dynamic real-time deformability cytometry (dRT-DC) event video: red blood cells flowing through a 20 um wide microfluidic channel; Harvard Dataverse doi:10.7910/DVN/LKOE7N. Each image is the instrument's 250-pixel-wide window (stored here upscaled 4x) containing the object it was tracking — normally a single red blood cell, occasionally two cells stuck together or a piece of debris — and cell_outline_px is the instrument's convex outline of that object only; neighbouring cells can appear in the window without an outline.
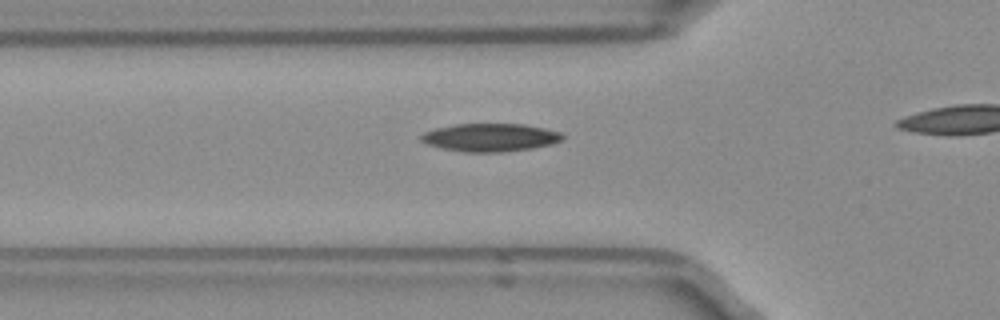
{"species": "Egyptian fruit bat (a non-hibernating species)", "species_latin": "Rousettus aegyptiacus", "temperature_condition": "room temperature", "stored_images_in_passage": 13, "camera_frame_rate_fps": 3000, "um_per_image_px": 0.085, "frame": {"image": 1, "passage_image": 8, "time_ms": 2.333, "image_size_px": [1000, 320], "cell_outline_px": [[564, 136], [560, 140], [552, 144], [532, 148], [504, 152], [464, 152], [444, 148], [428, 144], [420, 140], [420, 136], [424, 132], [436, 128], [456, 124], [524, 124], [544, 128], [560, 132]], "centroid_in_image_um": [41.67, 11.68], "position_along_channel_um": 84.1, "area_um2": 22.95}}